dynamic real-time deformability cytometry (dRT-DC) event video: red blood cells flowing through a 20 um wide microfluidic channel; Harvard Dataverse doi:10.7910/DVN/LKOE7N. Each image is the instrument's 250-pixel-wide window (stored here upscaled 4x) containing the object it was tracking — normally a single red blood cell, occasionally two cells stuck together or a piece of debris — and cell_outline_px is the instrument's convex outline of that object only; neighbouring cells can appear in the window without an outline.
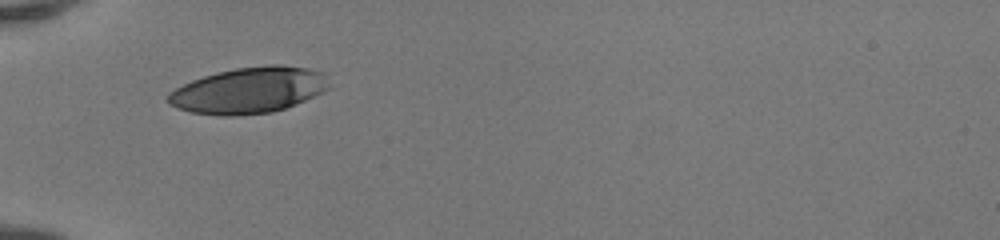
{"species": "human", "species_latin": "Homo sapiens", "temperature_condition": "room temperature", "stored_images_in_passage": 4, "camera_frame_rate_fps": 3000, "um_per_image_px": 0.085, "donor": {"sex": "female"}, "frame": {"image": 1, "passage_image": 1, "time_ms": 0.0, "image_size_px": [1000, 240], "cell_outline_px": [[328, 88], [324, 92], [296, 104], [272, 112], [236, 116], [220, 116], [192, 112], [180, 108], [172, 104], [168, 100], [168, 92], [192, 80], [216, 72], [236, 68], [272, 64], [280, 64], [308, 68], [320, 72]], "centroid_in_image_um": [21.13, 7.68], "position_along_channel_um": 63.9, "area_um2": 42.77}}
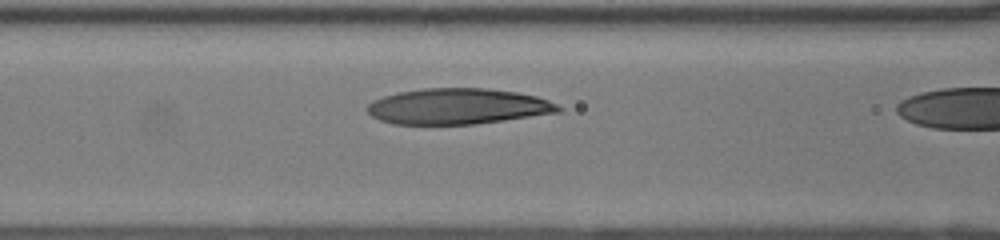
{"frame": {"image": 2, "passage_image": 3, "time_ms": 0.667, "image_size_px": [1000, 240], "cell_outline_px": [[564, 108], [560, 112], [476, 124], [392, 124], [380, 120], [372, 116], [364, 108], [372, 100], [384, 96], [400, 92], [424, 88], [488, 88], [516, 92], [536, 96], [548, 100]], "centroid_in_image_um": [38.9, 9.04], "position_along_channel_um": 127.7, "area_um2": 39.94}}